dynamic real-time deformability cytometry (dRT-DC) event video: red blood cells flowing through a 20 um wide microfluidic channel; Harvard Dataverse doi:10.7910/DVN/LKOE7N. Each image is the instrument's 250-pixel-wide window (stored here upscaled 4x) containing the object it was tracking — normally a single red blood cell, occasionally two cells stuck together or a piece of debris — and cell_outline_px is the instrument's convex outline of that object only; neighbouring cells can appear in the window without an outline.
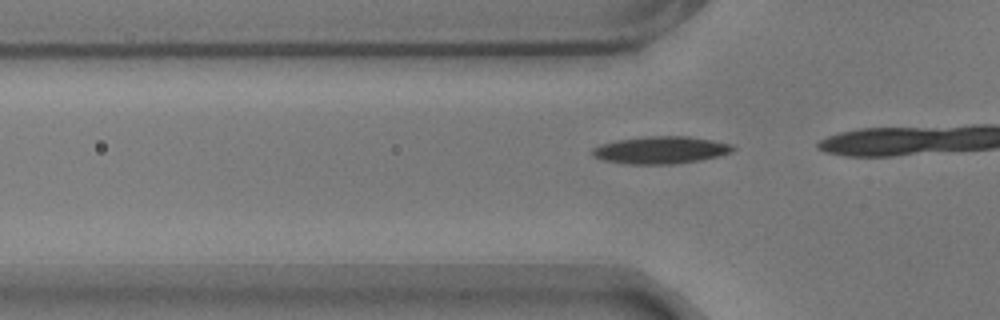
{"species": "common noctule bat (a hibernating species)", "species_latin": "Nyctalus noctula", "temperature_condition": "warm", "stored_images_in_passage": 7, "camera_frame_rate_fps": 3000, "um_per_image_px": 0.085, "animal": {"sex": "male", "body_mass_g": 17.9}, "frame": {"image": 1, "passage_image": 4, "time_ms": 1.0, "image_size_px": [1000, 320], "cell_outline_px": [[736, 148], [732, 152], [720, 156], [700, 160], [672, 164], [628, 164], [600, 160], [592, 156], [592, 148], [600, 144], [616, 140], [644, 136], [688, 136], [712, 140], [732, 144]], "centroid_in_image_um": [56.14, 12.75], "position_along_channel_um": 69.7, "area_um2": 22.66}}